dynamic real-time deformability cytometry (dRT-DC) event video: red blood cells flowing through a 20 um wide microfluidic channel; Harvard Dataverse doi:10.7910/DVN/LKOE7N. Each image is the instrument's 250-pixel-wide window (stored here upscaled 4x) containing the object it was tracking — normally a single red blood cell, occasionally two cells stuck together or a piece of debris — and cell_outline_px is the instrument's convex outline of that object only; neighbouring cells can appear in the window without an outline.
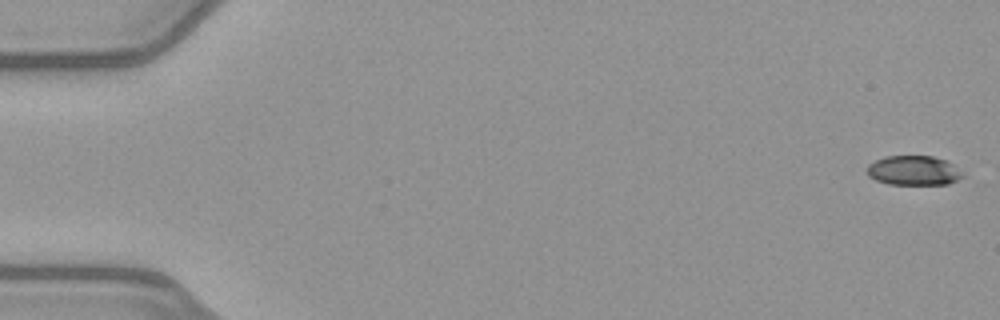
{"species": "common noctule bat (a hibernating species)", "species_latin": "Nyctalus noctula", "temperature_condition": "warm", "stored_images_in_passage": 8, "camera_frame_rate_fps": 3000, "um_per_image_px": 0.085, "animal": {"sex": "female", "body_mass_g": 21.9}, "frame": {"image": 1, "passage_image": 1, "time_ms": 0.0, "image_size_px": [1000, 320], "cell_outline_px": [[964, 176], [948, 184], [888, 184], [876, 180], [868, 176], [868, 164], [884, 156], [932, 156], [944, 160], [952, 164]], "centroid_in_image_um": [77.62, 14.49], "position_along_channel_um": 7.4, "area_um2": 16.24}}